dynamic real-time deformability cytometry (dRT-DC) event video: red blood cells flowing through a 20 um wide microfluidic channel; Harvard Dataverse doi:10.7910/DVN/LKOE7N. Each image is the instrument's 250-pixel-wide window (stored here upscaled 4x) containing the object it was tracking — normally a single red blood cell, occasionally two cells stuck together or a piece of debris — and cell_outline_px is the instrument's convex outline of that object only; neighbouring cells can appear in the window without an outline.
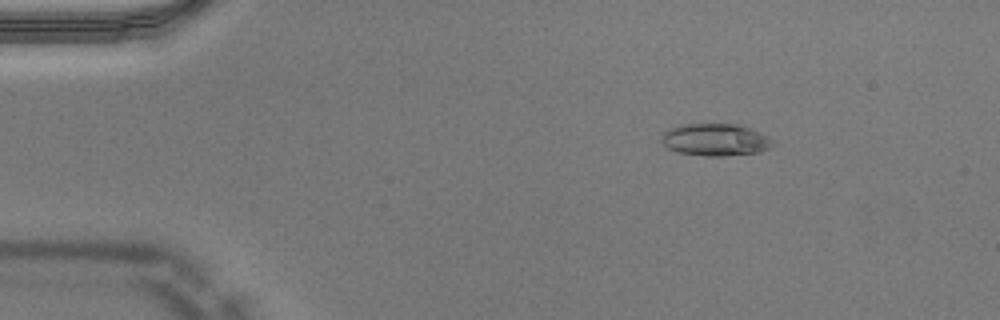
{"species": "Egyptian fruit bat (a non-hibernating species)", "species_latin": "Rousettus aegyptiacus", "temperature_condition": "warm", "stored_images_in_passage": 46, "segment_of_instrument_passage": [1, 2], "camera_frame_rate_fps": 3000, "um_per_image_px": 0.085, "animal": {"sex": "male"}, "frame": {"image": 1, "passage_image": 3, "time_ms": 0.667, "image_size_px": [1000, 320], "cell_outline_px": [[776, 144], [768, 148], [756, 152], [724, 156], [704, 156], [680, 152], [668, 148], [660, 140], [660, 136], [664, 132], [680, 124], [736, 124], [748, 128], [768, 136]], "centroid_in_image_um": [60.78, 11.88], "position_along_channel_um": 24.2, "area_um2": 20.69}}
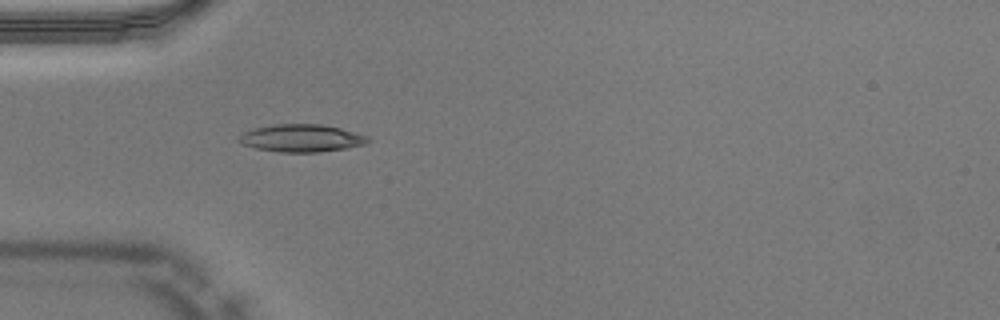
{"frame": {"image": 2, "passage_image": 11, "time_ms": 3.333, "image_size_px": [1000, 320], "cell_outline_px": [[372, 140], [364, 144], [348, 148], [320, 152], [280, 152], [256, 148], [240, 144], [236, 140], [244, 132], [252, 128], [276, 124], [320, 124], [340, 128], [368, 136]], "centroid_in_image_um": [25.61, 11.74], "position_along_channel_um": 59.4, "area_um2": 20.81}}
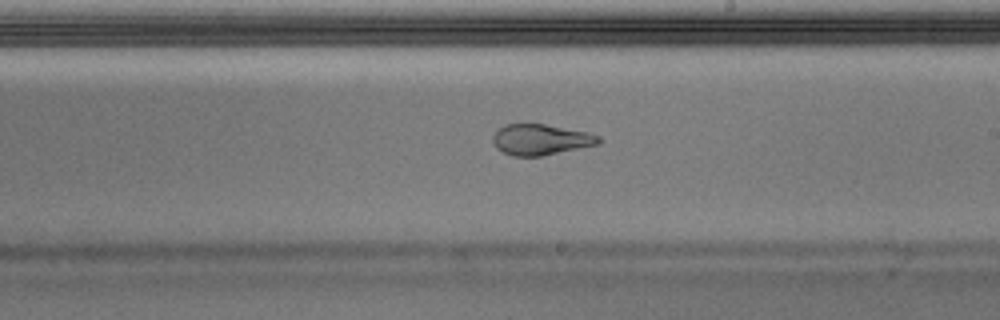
{"frame": {"image": 3, "passage_image": 25, "time_ms": 8.0, "image_size_px": [1000, 320], "cell_outline_px": [[600, 144], [540, 156], [512, 156], [496, 148], [492, 140], [492, 136], [504, 124], [544, 124], [588, 132], [600, 136]], "centroid_in_image_um": [45.96, 11.86], "position_along_channel_um": 243.0, "area_um2": 18.9}}